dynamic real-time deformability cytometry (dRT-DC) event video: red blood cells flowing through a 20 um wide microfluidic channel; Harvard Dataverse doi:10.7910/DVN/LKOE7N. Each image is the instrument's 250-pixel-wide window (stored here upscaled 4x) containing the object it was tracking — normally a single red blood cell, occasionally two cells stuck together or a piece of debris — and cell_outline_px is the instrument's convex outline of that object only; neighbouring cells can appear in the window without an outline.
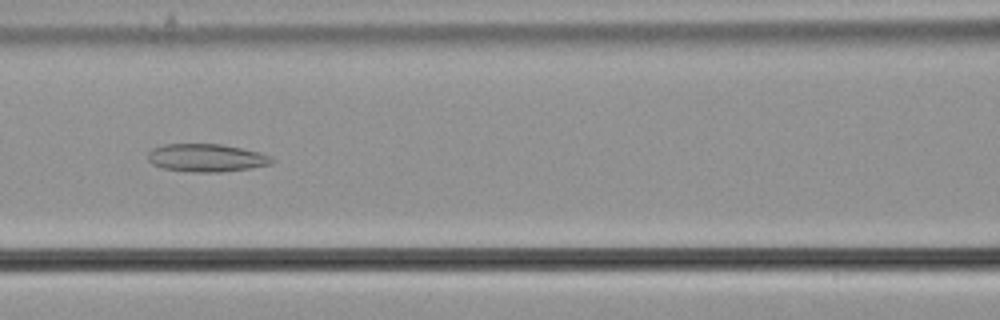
{"species": "common noctule bat (a hibernating species)", "species_latin": "Nyctalus noctula", "temperature_condition": "cold", "stored_images_in_passage": 57, "camera_frame_rate_fps": 3000, "um_per_image_px": 0.085, "animal": {"sex": "male", "body_mass_g": 21.5, "forearm_length_mm": 52.0}, "frame": {"image": 1, "passage_image": 26, "time_ms": 8.333, "image_size_px": [1000, 320], "cell_outline_px": [[276, 160], [272, 164], [252, 168], [220, 172], [192, 172], [160, 168], [152, 164], [148, 160], [148, 152], [152, 148], [164, 144], [220, 144], [260, 152]], "centroid_in_image_um": [17.53, 13.42], "position_along_channel_um": 149.1, "area_um2": 20.29}}
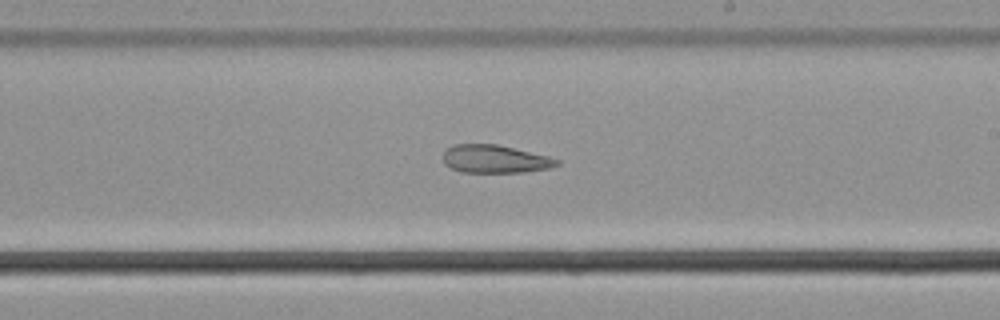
{"frame": {"image": 2, "passage_image": 34, "time_ms": 11.0, "image_size_px": [1000, 320], "cell_outline_px": [[560, 164], [548, 168], [524, 172], [460, 172], [444, 164], [444, 152], [452, 144], [496, 144], [548, 156], [560, 160]], "centroid_in_image_um": [42.06, 13.51], "position_along_channel_um": 246.9, "area_um2": 18.44}}
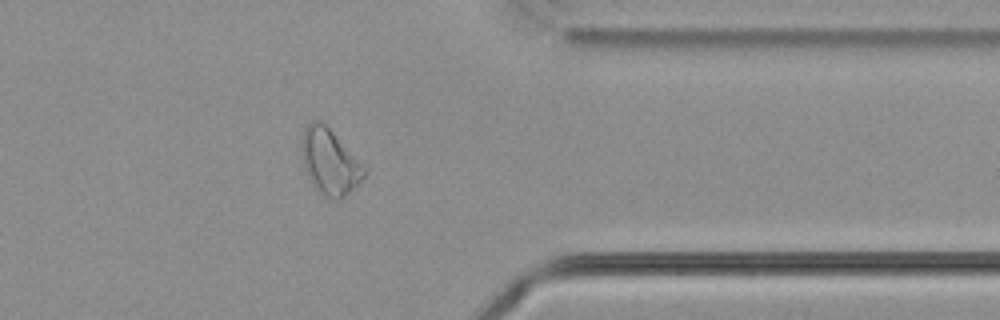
{"frame": {"image": 3, "passage_image": 46, "time_ms": 15.0, "image_size_px": [1000, 320], "cell_outline_px": [[368, 172], [340, 200], [332, 200], [316, 192], [304, 168], [300, 140], [304, 128], [312, 120], [320, 120], [368, 168]], "centroid_in_image_um": [28.01, 13.76], "position_along_channel_um": 383.4, "area_um2": 23.99}, "authors_computed_cell_mechanics": {"area_um2": 25.3164, "velocity_mm_per_s": 3.6797, "shape_relaxation_time_tau1_ms": null, "shape_relaxation_time_tau2_ms": 9.7426, "deformation_change_tau1": null, "deformation_change_tau2": 0.2165}}